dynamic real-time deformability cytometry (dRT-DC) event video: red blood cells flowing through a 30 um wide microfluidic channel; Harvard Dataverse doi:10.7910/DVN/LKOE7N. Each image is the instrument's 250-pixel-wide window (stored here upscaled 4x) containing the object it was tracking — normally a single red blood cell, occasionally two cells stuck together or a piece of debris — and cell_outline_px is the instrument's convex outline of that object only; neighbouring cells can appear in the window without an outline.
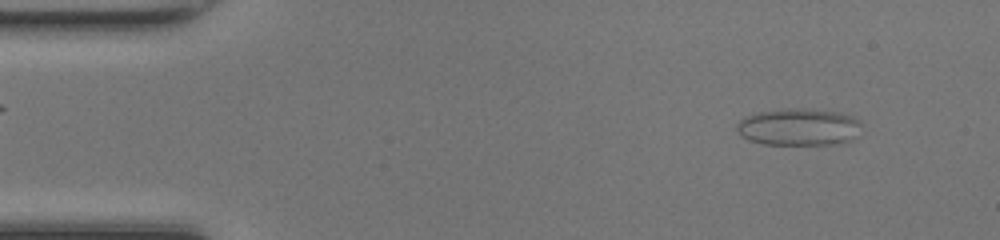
{"species": "common noctule bat (a hibernating species)", "species_latin": "Nyctalus noctula", "temperature_condition": "room temperature", "stored_images_in_passage": 49, "segment_of_instrument_passage": [1, 2], "camera_frame_rate_fps": 3000, "um_per_image_px": 0.085, "animal": {"sex": "female", "body_mass_g": 17.0, "forearm_length_mm": 48.0}, "frame": {"image": 1, "passage_image": 4, "time_ms": 1.0, "image_size_px": [1000, 240], "cell_outline_px": [[860, 124], [856, 136], [852, 140], [832, 144], [760, 144], [748, 140], [740, 136], [736, 128], [736, 124], [744, 116], [756, 112], [784, 108], [800, 108], [840, 112], [852, 116], [860, 120]], "centroid_in_image_um": [67.84, 10.78], "position_along_channel_um": 17.2, "area_um2": 27.22}}
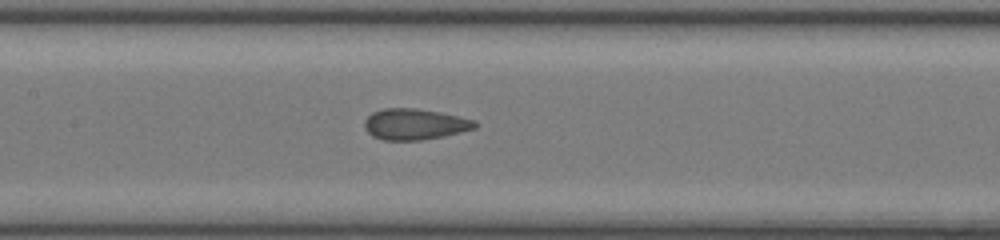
{"frame": {"image": 2, "passage_image": 22, "time_ms": 7.0, "image_size_px": [1000, 240], "cell_outline_px": [[476, 128], [444, 136], [420, 140], [384, 140], [372, 136], [364, 128], [364, 120], [372, 112], [380, 108], [416, 108], [440, 112], [460, 116], [476, 120]], "centroid_in_image_um": [35.23, 10.55], "position_along_channel_um": 172.2, "area_um2": 20.11}}
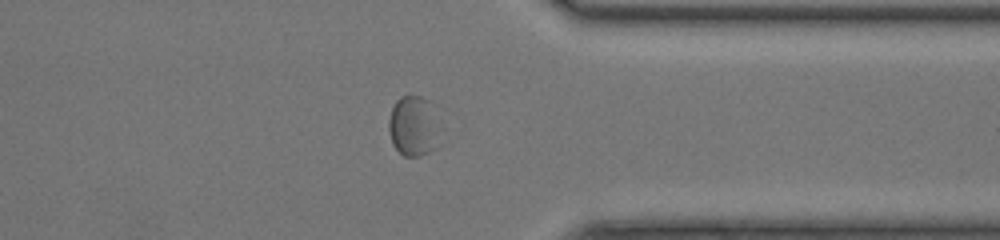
{"frame": {"image": 3, "passage_image": 37, "time_ms": 12.0, "image_size_px": [1000, 240], "cell_outline_px": [[444, 128], [440, 144], [436, 148], [420, 156], [404, 156], [392, 144], [388, 128], [388, 120], [392, 108], [396, 100], [400, 96], [420, 96], [428, 100]], "centroid_in_image_um": [35.23, 10.74], "position_along_channel_um": 376.2, "area_um2": 18.84}}